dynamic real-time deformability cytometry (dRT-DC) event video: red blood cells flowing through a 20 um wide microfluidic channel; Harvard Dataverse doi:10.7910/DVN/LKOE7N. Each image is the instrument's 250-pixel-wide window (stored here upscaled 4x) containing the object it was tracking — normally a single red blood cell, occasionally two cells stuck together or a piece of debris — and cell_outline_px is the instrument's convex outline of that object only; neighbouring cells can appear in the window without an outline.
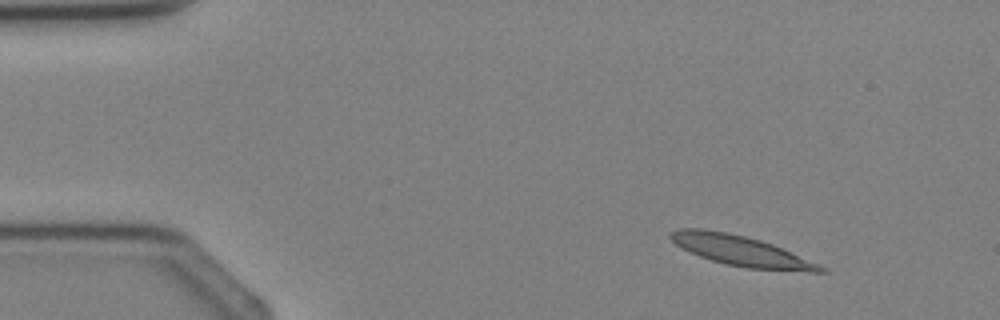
{"species": "Egyptian fruit bat (a non-hibernating species)", "species_latin": "Rousettus aegyptiacus", "temperature_condition": "cold", "stored_images_in_passage": 4, "camera_frame_rate_fps": 3000, "um_per_image_px": 0.085, "animal": {"sex": "female"}, "frame": {"image": 1, "passage_image": 1, "time_ms": 0.0, "image_size_px": [1000, 320], "cell_outline_px": [[828, 272], [808, 272], [748, 268], [724, 264], [700, 256], [676, 244], [668, 236], [668, 232], [676, 228], [700, 228], [724, 232], [744, 236], [760, 240], [772, 244], [820, 264], [828, 268]], "centroid_in_image_um": [63.01, 21.33], "position_along_channel_um": 22.0, "area_um2": 26.3}}
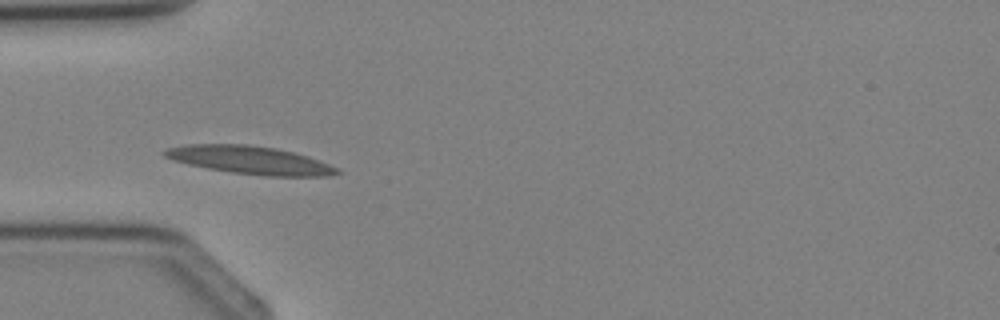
{"frame": {"image": 2, "passage_image": 3, "time_ms": 2.333, "image_size_px": [1000, 320], "cell_outline_px": [[340, 172], [328, 176], [264, 176], [232, 172], [208, 168], [188, 164], [172, 160], [164, 156], [160, 152], [164, 148], [184, 144], [248, 144], [276, 148], [308, 156], [340, 168]], "centroid_in_image_um": [21.21, 13.59], "position_along_channel_um": 63.8, "area_um2": 28.32}}
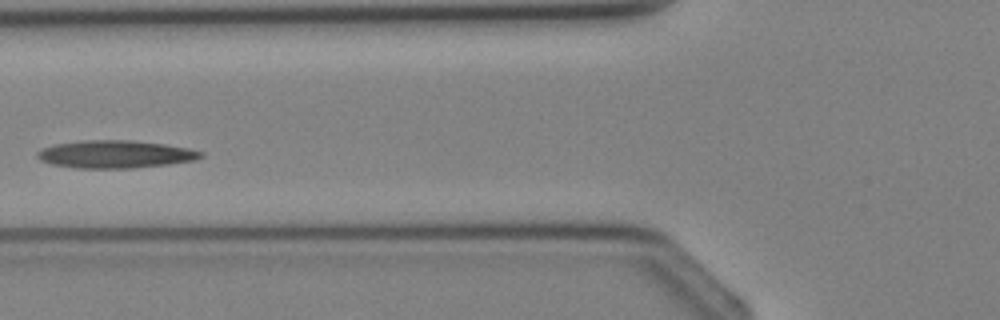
{"frame": {"image": 3, "passage_image": 4, "time_ms": 3.333, "image_size_px": [1000, 320], "cell_outline_px": [[204, 156], [196, 160], [168, 164], [132, 168], [76, 168], [52, 164], [40, 160], [36, 156], [36, 152], [44, 148], [56, 144], [84, 140], [128, 140], [164, 144], [188, 148], [204, 152]], "centroid_in_image_um": [9.82, 13.11], "position_along_channel_um": 116.0, "area_um2": 26.3}}